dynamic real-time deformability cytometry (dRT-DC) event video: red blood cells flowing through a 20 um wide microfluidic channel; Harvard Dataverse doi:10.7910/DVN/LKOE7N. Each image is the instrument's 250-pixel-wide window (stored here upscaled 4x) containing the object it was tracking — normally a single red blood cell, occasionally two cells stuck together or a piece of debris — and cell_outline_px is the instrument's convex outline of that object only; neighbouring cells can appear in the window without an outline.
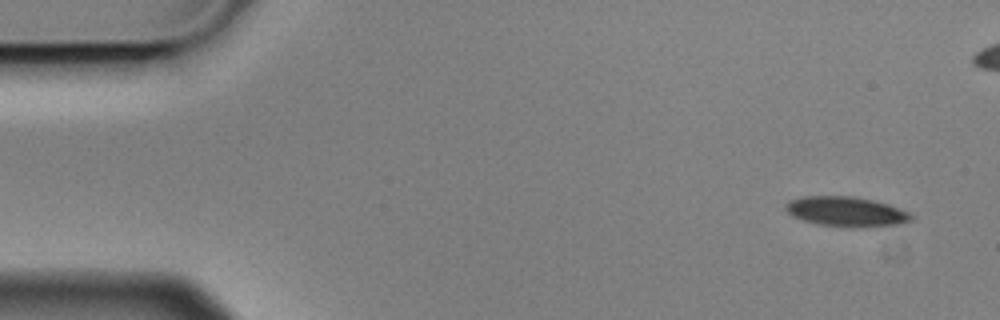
{"species": "Egyptian fruit bat (a non-hibernating species)", "species_latin": "Rousettus aegyptiacus", "temperature_condition": "cold", "stored_images_in_passage": 5, "camera_frame_rate_fps": 3000, "um_per_image_px": 0.085, "animal": {"sex": "male"}, "frame": {"image": 1, "passage_image": 1, "time_ms": 0.0, "image_size_px": [1000, 320], "cell_outline_px": [[912, 220], [896, 224], [864, 228], [844, 228], [816, 224], [792, 216], [784, 208], [784, 204], [788, 200], [804, 196], [852, 196], [872, 200], [888, 204], [908, 212], [912, 216]], "centroid_in_image_um": [71.87, 18.0], "position_along_channel_um": 13.1, "area_um2": 22.08}}
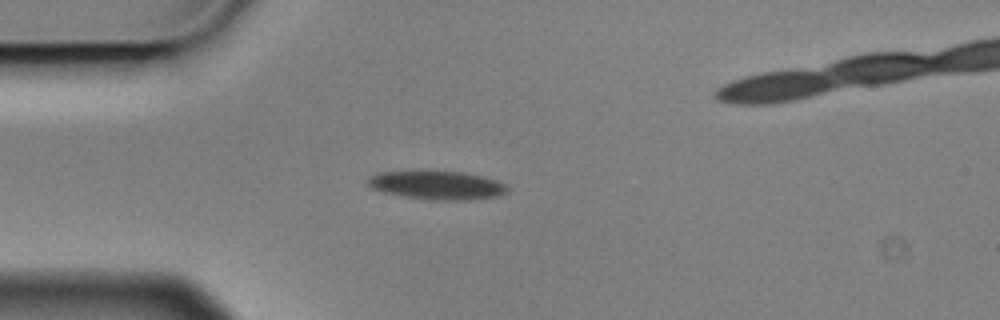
{"frame": {"image": 2, "passage_image": 4, "time_ms": 1.0, "image_size_px": [1000, 320], "cell_outline_px": [[508, 192], [496, 196], [464, 200], [436, 200], [404, 196], [384, 192], [372, 188], [368, 184], [368, 176], [380, 172], [460, 172], [480, 176], [496, 180], [508, 184]], "centroid_in_image_um": [37.17, 15.75], "position_along_channel_um": 47.8, "area_um2": 22.72}}